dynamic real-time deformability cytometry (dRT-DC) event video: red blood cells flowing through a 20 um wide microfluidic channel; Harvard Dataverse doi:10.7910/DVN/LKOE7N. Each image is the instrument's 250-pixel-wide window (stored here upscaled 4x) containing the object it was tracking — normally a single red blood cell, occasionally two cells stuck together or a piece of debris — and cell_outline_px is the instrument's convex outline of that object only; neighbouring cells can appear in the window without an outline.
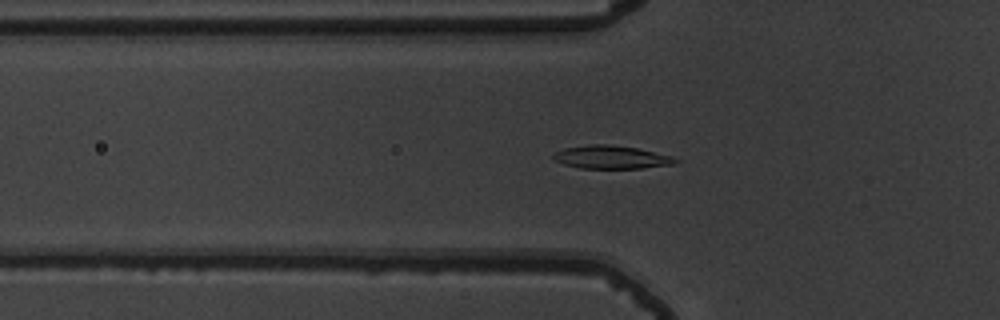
{"species": "common noctule bat (a hibernating species)", "species_latin": "Nyctalus noctula", "temperature_condition": "warm", "stored_images_in_passage": 40, "camera_frame_rate_fps": 3000, "um_per_image_px": 0.085, "animal": {"sex": "male", "body_mass_g": 19.5, "forearm_length_mm": 54.6}, "frame": {"image": 1, "passage_image": 5, "time_ms": 1.333, "image_size_px": [1000, 320], "cell_outline_px": [[680, 160], [672, 164], [640, 168], [580, 168], [564, 164], [556, 160], [552, 156], [556, 152], [564, 148], [588, 144], [608, 144], [636, 148], [672, 156]], "centroid_in_image_um": [51.95, 13.35], "position_along_channel_um": 73.9, "area_um2": 16.24}}
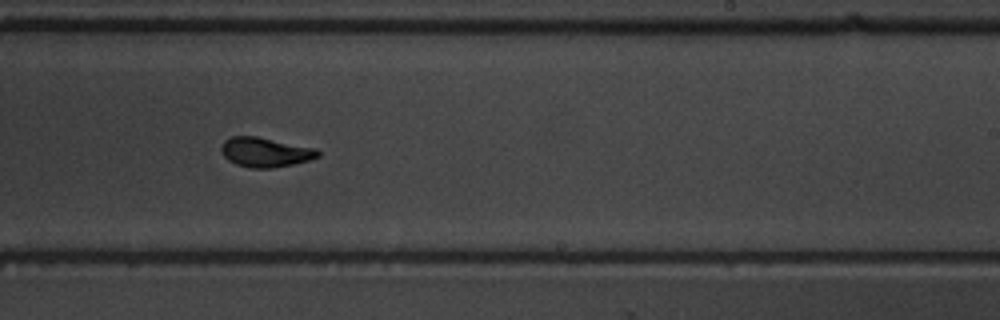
{"frame": {"image": 2, "passage_image": 20, "time_ms": 6.333, "image_size_px": [1000, 320], "cell_outline_px": [[320, 156], [308, 160], [292, 164], [272, 168], [252, 168], [236, 164], [228, 160], [224, 156], [220, 148], [224, 140], [232, 136], [256, 136], [316, 148], [320, 152]], "centroid_in_image_um": [22.54, 12.93], "position_along_channel_um": 266.5, "area_um2": 16.59}}
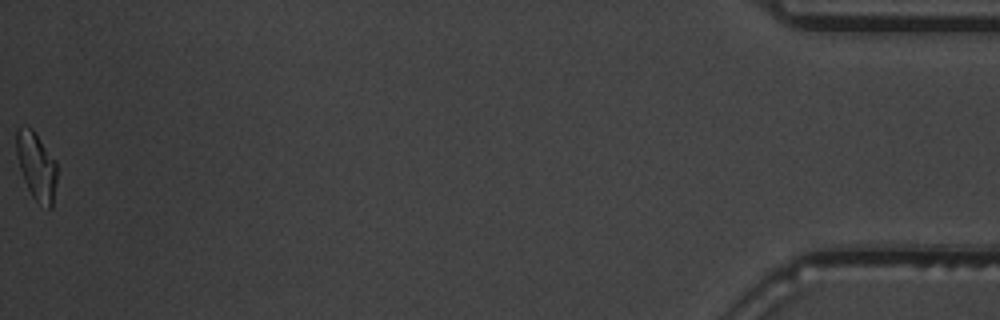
{"frame": {"image": 3, "passage_image": 40, "time_ms": 13.0, "image_size_px": [1000, 320], "cell_outline_px": [[56, 180], [52, 208], [48, 208], [36, 200], [32, 196], [24, 180], [16, 156], [16, 128], [24, 124], [32, 128], [56, 160]], "centroid_in_image_um": [3.08, 14.05], "position_along_channel_um": 432.1, "area_um2": 16.07}, "authors_computed_cell_mechanics": {"area_um2": 16.3285, "velocity_mm_per_s": 3.8595, "shape_relaxation_time_tau1_ms": 3.4127, "shape_relaxation_time_tau2_ms": 1.2761, "deformation_change_tau1": 0.1487, "deformation_change_tau2": 0.0486}}